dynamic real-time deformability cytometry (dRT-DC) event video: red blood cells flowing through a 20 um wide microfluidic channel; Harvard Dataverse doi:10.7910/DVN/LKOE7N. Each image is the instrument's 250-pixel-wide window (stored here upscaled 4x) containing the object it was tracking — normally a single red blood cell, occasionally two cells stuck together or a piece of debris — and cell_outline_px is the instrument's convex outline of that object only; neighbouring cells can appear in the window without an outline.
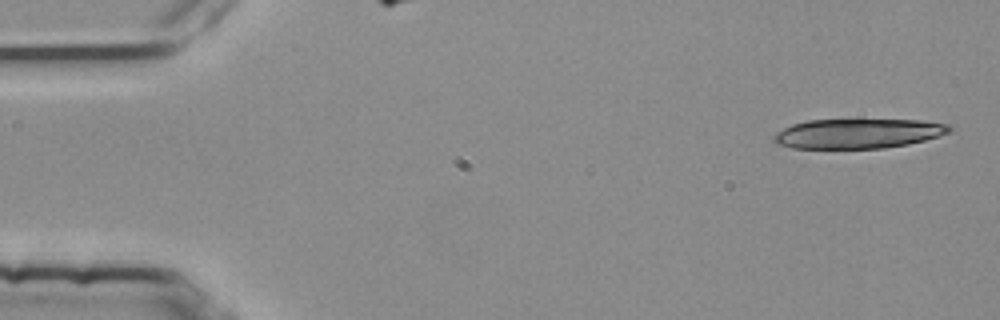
{"species": "common noctule bat (a hibernating species)", "species_latin": "Nyctalus noctula", "temperature_condition": "room temperature", "stored_images_in_passage": 2, "segment_of_instrument_passage": [2, 2], "camera_frame_rate_fps": 3000, "um_per_image_px": 0.085, "animal": {"sex": "female", "body_mass_g": 25.1}, "frame": {"image": 1, "passage_image": 2, "time_ms": 0.333, "image_size_px": [1000, 320], "cell_outline_px": [[952, 132], [940, 136], [908, 144], [884, 148], [792, 148], [776, 144], [772, 140], [772, 136], [776, 132], [792, 124], [808, 120], [920, 120], [948, 124], [952, 128]], "centroid_in_image_um": [72.93, 11.35], "position_along_channel_um": 12.1, "area_um2": 30.46}}